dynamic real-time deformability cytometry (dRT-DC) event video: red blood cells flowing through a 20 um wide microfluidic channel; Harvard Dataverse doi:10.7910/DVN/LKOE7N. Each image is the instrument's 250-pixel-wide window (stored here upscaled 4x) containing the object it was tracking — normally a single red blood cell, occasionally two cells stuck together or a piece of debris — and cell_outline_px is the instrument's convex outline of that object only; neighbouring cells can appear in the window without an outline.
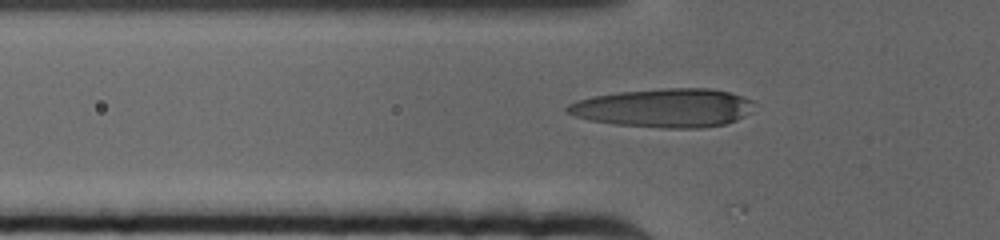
{"species": "human", "species_latin": "Homo sapiens", "temperature_condition": "cold", "stored_images_in_passage": 40, "camera_frame_rate_fps": 3000, "um_per_image_px": 0.085, "donor": {"sex": "female"}, "frame": {"image": 1, "passage_image": 21, "time_ms": 6.667, "image_size_px": [1000, 240], "cell_outline_px": [[752, 112], [736, 120], [724, 124], [700, 128], [660, 128], [616, 124], [588, 120], [564, 112], [564, 108], [568, 104], [576, 100], [592, 96], [616, 92], [664, 88], [708, 88], [728, 92], [752, 100]], "centroid_in_image_um": [56.39, 9.17], "position_along_channel_um": 69.4, "area_um2": 42.25}}
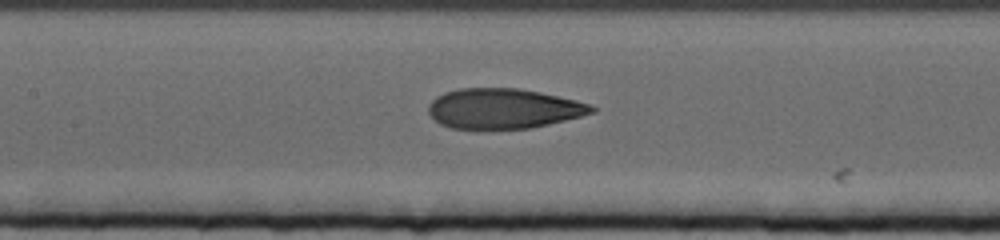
{"frame": {"image": 2, "passage_image": 30, "time_ms": 9.667, "image_size_px": [1000, 240], "cell_outline_px": [[596, 112], [548, 124], [528, 128], [452, 128], [440, 124], [428, 112], [428, 104], [436, 96], [444, 92], [460, 88], [520, 88], [540, 92], [576, 100], [592, 104], [596, 108]], "centroid_in_image_um": [42.79, 9.21], "position_along_channel_um": 164.6, "area_um2": 37.97}}
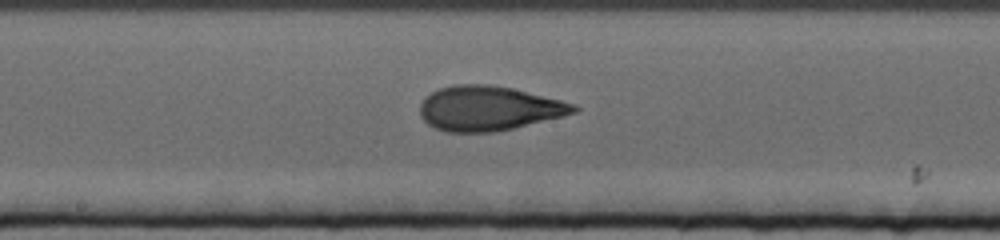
{"frame": {"image": 3, "passage_image": 34, "time_ms": 11.0, "image_size_px": [1000, 240], "cell_outline_px": [[580, 108], [576, 112], [564, 116], [496, 132], [444, 132], [428, 124], [420, 116], [420, 104], [424, 96], [440, 88], [452, 84], [488, 84], [512, 88], [576, 104]], "centroid_in_image_um": [41.52, 9.21], "position_along_channel_um": 206.7, "area_um2": 40.11}}